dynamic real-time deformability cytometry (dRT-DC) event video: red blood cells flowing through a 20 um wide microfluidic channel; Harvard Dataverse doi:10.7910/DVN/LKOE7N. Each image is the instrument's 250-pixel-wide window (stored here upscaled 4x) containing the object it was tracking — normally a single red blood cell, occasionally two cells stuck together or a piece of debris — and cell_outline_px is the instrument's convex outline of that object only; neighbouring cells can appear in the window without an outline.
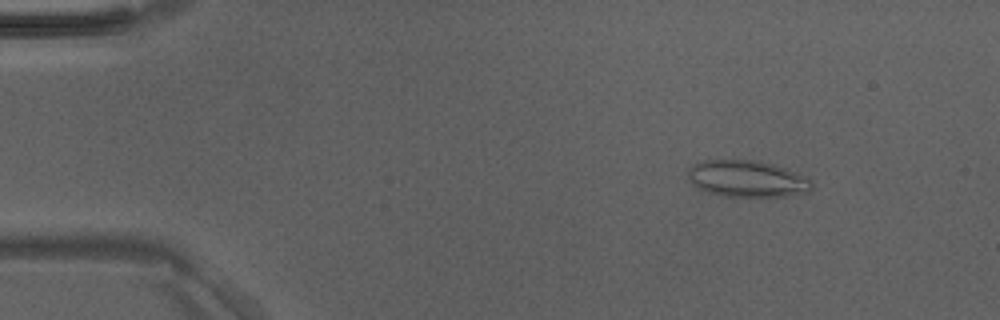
{"species": "Egyptian fruit bat (a non-hibernating species)", "species_latin": "Rousettus aegyptiacus", "temperature_condition": "room temperature", "stored_images_in_passage": 49, "camera_frame_rate_fps": 3000, "um_per_image_px": 0.085, "animal": {"sex": "male"}, "frame": {"image": 1, "passage_image": 7, "time_ms": 2.0, "image_size_px": [1000, 320], "cell_outline_px": [[812, 188], [808, 192], [784, 196], [728, 196], [708, 192], [696, 188], [688, 180], [688, 168], [692, 164], [704, 160], [756, 160], [772, 164], [808, 176], [812, 180]], "centroid_in_image_um": [63.49, 15.18], "position_along_channel_um": 21.5, "area_um2": 26.53}}
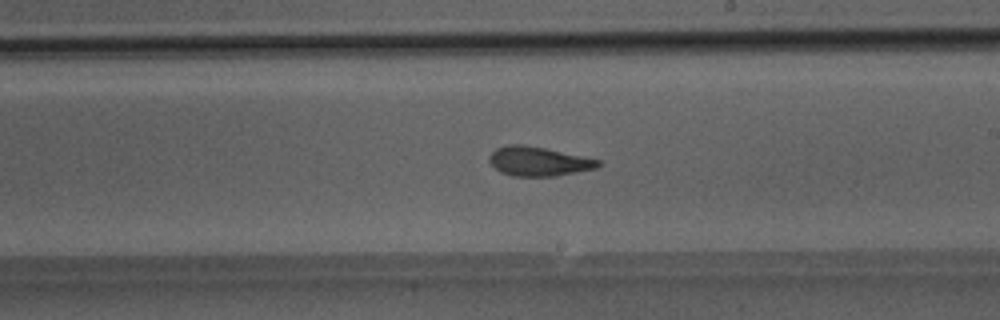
{"frame": {"image": 2, "passage_image": 29, "time_ms": 9.333, "image_size_px": [1000, 320], "cell_outline_px": [[600, 164], [596, 168], [556, 176], [512, 176], [500, 172], [488, 160], [488, 156], [496, 148], [508, 144], [524, 144], [544, 148], [600, 160]], "centroid_in_image_um": [45.73, 13.71], "position_along_channel_um": 243.3, "area_um2": 18.44}}
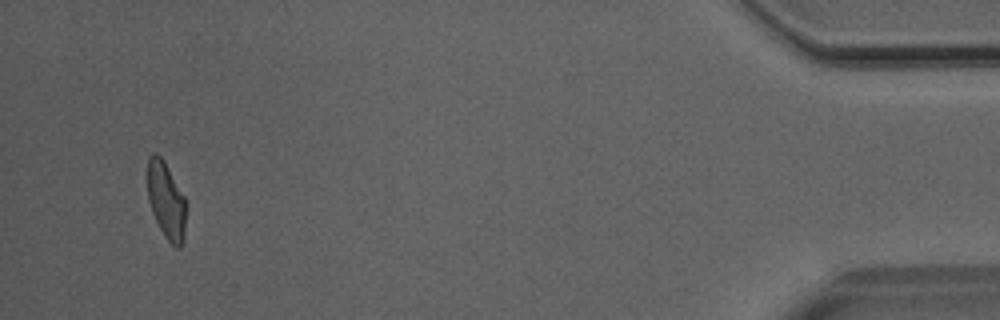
{"frame": {"image": 3, "passage_image": 47, "time_ms": 15.333, "image_size_px": [1000, 320], "cell_outline_px": [[188, 204], [184, 240], [180, 248], [176, 248], [164, 236], [152, 212], [148, 200], [148, 156], [156, 152], [164, 160], [184, 196]], "centroid_in_image_um": [14.17, 17.07], "position_along_channel_um": 421.0, "area_um2": 17.57}}